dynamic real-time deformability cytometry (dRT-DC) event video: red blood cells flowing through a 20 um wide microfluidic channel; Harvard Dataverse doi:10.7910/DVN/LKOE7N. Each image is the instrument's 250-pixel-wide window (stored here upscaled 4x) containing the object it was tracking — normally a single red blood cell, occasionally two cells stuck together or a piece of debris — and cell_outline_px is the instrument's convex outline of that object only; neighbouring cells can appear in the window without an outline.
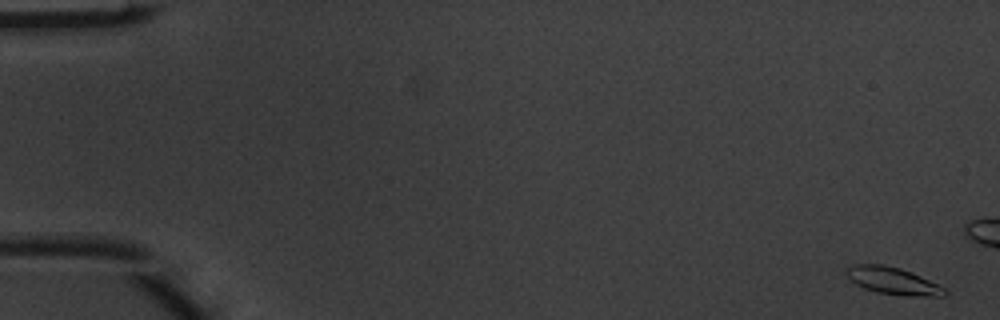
{"species": "common noctule bat (a hibernating species)", "species_latin": "Nyctalus noctula", "temperature_condition": "warm", "stored_images_in_passage": 4, "camera_frame_rate_fps": 3000, "um_per_image_px": 0.085, "animal": {"sex": "male", "body_mass_g": 20.1, "forearm_length_mm": 53.5}, "frame": {"image": 1, "passage_image": 1, "time_ms": 0.0, "image_size_px": [1000, 320], "cell_outline_px": [[948, 292], [944, 296], [908, 296], [876, 292], [864, 288], [856, 284], [844, 272], [848, 268], [856, 264], [880, 264], [900, 268], [940, 284]], "centroid_in_image_um": [75.93, 23.88], "position_along_channel_um": 9.1, "area_um2": 15.43}}